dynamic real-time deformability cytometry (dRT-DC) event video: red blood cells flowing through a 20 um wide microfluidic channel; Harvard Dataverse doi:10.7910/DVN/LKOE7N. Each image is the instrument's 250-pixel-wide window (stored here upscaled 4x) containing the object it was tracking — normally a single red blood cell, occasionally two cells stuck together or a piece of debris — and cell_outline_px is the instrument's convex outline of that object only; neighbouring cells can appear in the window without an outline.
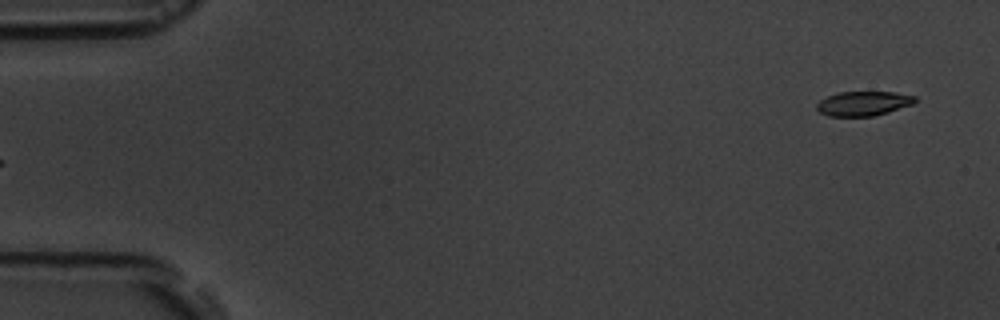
{"species": "common noctule bat (a hibernating species)", "species_latin": "Nyctalus noctula", "temperature_condition": "room temperature", "stored_images_in_passage": 7, "camera_frame_rate_fps": 3000, "um_per_image_px": 0.085, "animal": {"sex": "male", "body_mass_g": 19.5, "forearm_length_mm": 54.6}, "frame": {"image": 1, "passage_image": 7, "time_ms": 7.0, "image_size_px": [1000, 320], "cell_outline_px": [[916, 100], [912, 104], [888, 112], [872, 116], [828, 116], [820, 112], [816, 108], [816, 104], [820, 100], [828, 96], [840, 92], [896, 92], [916, 96]], "centroid_in_image_um": [73.38, 8.79], "position_along_channel_um": 11.6, "area_um2": 13.93}}